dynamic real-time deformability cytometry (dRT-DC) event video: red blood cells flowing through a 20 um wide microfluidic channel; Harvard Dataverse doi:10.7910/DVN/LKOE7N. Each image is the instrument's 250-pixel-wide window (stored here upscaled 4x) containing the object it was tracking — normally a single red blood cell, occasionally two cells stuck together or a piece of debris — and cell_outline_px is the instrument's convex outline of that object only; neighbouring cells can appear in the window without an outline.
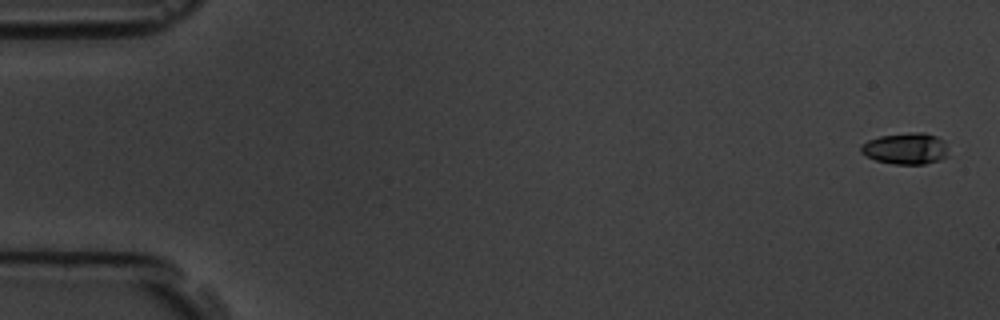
{"species": "common noctule bat (a hibernating species)", "species_latin": "Nyctalus noctula", "temperature_condition": "room temperature", "stored_images_in_passage": 5, "camera_frame_rate_fps": 3000, "um_per_image_px": 0.085, "animal": {"sex": "male", "body_mass_g": 19.5, "forearm_length_mm": 54.6}, "frame": {"image": 1, "passage_image": 1, "time_ms": 0.0, "image_size_px": [1000, 320], "cell_outline_px": [[948, 156], [940, 160], [924, 164], [896, 164], [876, 160], [860, 152], [860, 144], [868, 140], [880, 136], [908, 132], [924, 132], [936, 136], [944, 140]], "centroid_in_image_um": [76.99, 12.61], "position_along_channel_um": 8.0, "area_um2": 16.07}}
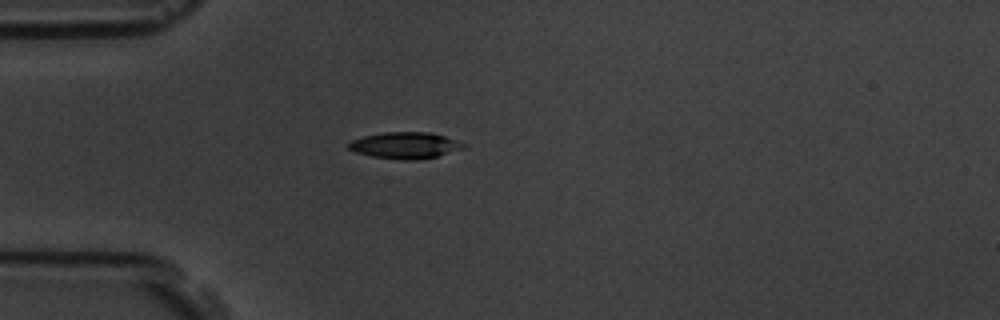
{"frame": {"image": 2, "passage_image": 5, "time_ms": 4.667, "image_size_px": [1000, 320], "cell_outline_px": [[468, 144], [464, 148], [436, 156], [416, 160], [404, 160], [372, 156], [356, 152], [348, 148], [348, 144], [352, 140], [364, 136], [384, 132], [428, 132], [444, 136]], "centroid_in_image_um": [34.44, 12.35], "position_along_channel_um": 50.6, "area_um2": 17.51}}